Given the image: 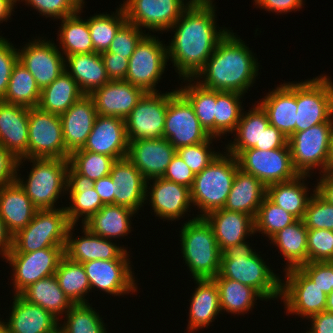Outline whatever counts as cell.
I'll use <instances>...</instances> for the list:
<instances>
[{
	"mask_svg": "<svg viewBox=\"0 0 333 333\" xmlns=\"http://www.w3.org/2000/svg\"><path fill=\"white\" fill-rule=\"evenodd\" d=\"M216 15L215 4H190L168 30L174 36L167 45V58L180 80L193 79L229 31L217 25Z\"/></svg>",
	"mask_w": 333,
	"mask_h": 333,
	"instance_id": "6da1fadb",
	"label": "cell"
},
{
	"mask_svg": "<svg viewBox=\"0 0 333 333\" xmlns=\"http://www.w3.org/2000/svg\"><path fill=\"white\" fill-rule=\"evenodd\" d=\"M257 59L245 41L229 30L193 80L209 90L245 95L258 77Z\"/></svg>",
	"mask_w": 333,
	"mask_h": 333,
	"instance_id": "7a4b0ae2",
	"label": "cell"
},
{
	"mask_svg": "<svg viewBox=\"0 0 333 333\" xmlns=\"http://www.w3.org/2000/svg\"><path fill=\"white\" fill-rule=\"evenodd\" d=\"M246 241L222 251L219 274L254 288L265 301L280 300L281 278ZM279 275V276H278Z\"/></svg>",
	"mask_w": 333,
	"mask_h": 333,
	"instance_id": "3957f363",
	"label": "cell"
},
{
	"mask_svg": "<svg viewBox=\"0 0 333 333\" xmlns=\"http://www.w3.org/2000/svg\"><path fill=\"white\" fill-rule=\"evenodd\" d=\"M180 229V249L192 279H214L220 271L222 252L211 225L204 217L195 216Z\"/></svg>",
	"mask_w": 333,
	"mask_h": 333,
	"instance_id": "277c9868",
	"label": "cell"
},
{
	"mask_svg": "<svg viewBox=\"0 0 333 333\" xmlns=\"http://www.w3.org/2000/svg\"><path fill=\"white\" fill-rule=\"evenodd\" d=\"M25 161L32 163L28 178H25L26 181L18 173ZM68 166L69 159H20L17 166L16 181L38 210L56 209V202L66 193Z\"/></svg>",
	"mask_w": 333,
	"mask_h": 333,
	"instance_id": "5b68a950",
	"label": "cell"
},
{
	"mask_svg": "<svg viewBox=\"0 0 333 333\" xmlns=\"http://www.w3.org/2000/svg\"><path fill=\"white\" fill-rule=\"evenodd\" d=\"M223 153L220 152L204 170L195 175L190 197L193 207L197 206L196 210L200 211L196 217H204L226 204L239 165L235 156L227 151Z\"/></svg>",
	"mask_w": 333,
	"mask_h": 333,
	"instance_id": "8992f818",
	"label": "cell"
},
{
	"mask_svg": "<svg viewBox=\"0 0 333 333\" xmlns=\"http://www.w3.org/2000/svg\"><path fill=\"white\" fill-rule=\"evenodd\" d=\"M70 226L64 206L37 210L30 223L13 235V248L9 253H29L49 247L65 250Z\"/></svg>",
	"mask_w": 333,
	"mask_h": 333,
	"instance_id": "52a82bcc",
	"label": "cell"
},
{
	"mask_svg": "<svg viewBox=\"0 0 333 333\" xmlns=\"http://www.w3.org/2000/svg\"><path fill=\"white\" fill-rule=\"evenodd\" d=\"M332 130L333 116L325 123L295 132L288 138L292 163L299 175L311 176L316 168L320 169L319 174L326 173Z\"/></svg>",
	"mask_w": 333,
	"mask_h": 333,
	"instance_id": "ba28073f",
	"label": "cell"
},
{
	"mask_svg": "<svg viewBox=\"0 0 333 333\" xmlns=\"http://www.w3.org/2000/svg\"><path fill=\"white\" fill-rule=\"evenodd\" d=\"M321 75L296 82V132L325 123L333 116V82L330 76Z\"/></svg>",
	"mask_w": 333,
	"mask_h": 333,
	"instance_id": "9c48e42d",
	"label": "cell"
},
{
	"mask_svg": "<svg viewBox=\"0 0 333 333\" xmlns=\"http://www.w3.org/2000/svg\"><path fill=\"white\" fill-rule=\"evenodd\" d=\"M147 33L129 58L125 81L145 92H159L156 87L167 68V44Z\"/></svg>",
	"mask_w": 333,
	"mask_h": 333,
	"instance_id": "30bf717a",
	"label": "cell"
},
{
	"mask_svg": "<svg viewBox=\"0 0 333 333\" xmlns=\"http://www.w3.org/2000/svg\"><path fill=\"white\" fill-rule=\"evenodd\" d=\"M210 137L201 126L190 102L177 88L168 92L164 138L177 150L181 147L205 142Z\"/></svg>",
	"mask_w": 333,
	"mask_h": 333,
	"instance_id": "8fae6325",
	"label": "cell"
},
{
	"mask_svg": "<svg viewBox=\"0 0 333 333\" xmlns=\"http://www.w3.org/2000/svg\"><path fill=\"white\" fill-rule=\"evenodd\" d=\"M235 157L242 171L252 174L266 187L293 180L299 175L293 166L289 147L267 151L250 148L240 151Z\"/></svg>",
	"mask_w": 333,
	"mask_h": 333,
	"instance_id": "7c38bea8",
	"label": "cell"
},
{
	"mask_svg": "<svg viewBox=\"0 0 333 333\" xmlns=\"http://www.w3.org/2000/svg\"><path fill=\"white\" fill-rule=\"evenodd\" d=\"M28 158L69 159L60 115L29 108Z\"/></svg>",
	"mask_w": 333,
	"mask_h": 333,
	"instance_id": "4fadbf2b",
	"label": "cell"
},
{
	"mask_svg": "<svg viewBox=\"0 0 333 333\" xmlns=\"http://www.w3.org/2000/svg\"><path fill=\"white\" fill-rule=\"evenodd\" d=\"M281 279V301L286 313L308 319L325 311L327 294L308 278L299 268L283 271Z\"/></svg>",
	"mask_w": 333,
	"mask_h": 333,
	"instance_id": "5bb4252c",
	"label": "cell"
},
{
	"mask_svg": "<svg viewBox=\"0 0 333 333\" xmlns=\"http://www.w3.org/2000/svg\"><path fill=\"white\" fill-rule=\"evenodd\" d=\"M62 247H49L29 253H8L4 258L12 268L14 295H20L38 280L54 275L64 256Z\"/></svg>",
	"mask_w": 333,
	"mask_h": 333,
	"instance_id": "9a60e30c",
	"label": "cell"
},
{
	"mask_svg": "<svg viewBox=\"0 0 333 333\" xmlns=\"http://www.w3.org/2000/svg\"><path fill=\"white\" fill-rule=\"evenodd\" d=\"M122 6L127 22L138 28L167 31L190 5L187 0H123Z\"/></svg>",
	"mask_w": 333,
	"mask_h": 333,
	"instance_id": "2e32d148",
	"label": "cell"
},
{
	"mask_svg": "<svg viewBox=\"0 0 333 333\" xmlns=\"http://www.w3.org/2000/svg\"><path fill=\"white\" fill-rule=\"evenodd\" d=\"M168 92H146L125 119L128 141L164 138Z\"/></svg>",
	"mask_w": 333,
	"mask_h": 333,
	"instance_id": "e0dca14e",
	"label": "cell"
},
{
	"mask_svg": "<svg viewBox=\"0 0 333 333\" xmlns=\"http://www.w3.org/2000/svg\"><path fill=\"white\" fill-rule=\"evenodd\" d=\"M17 51L18 61L33 75L40 90L50 85L65 70V56L54 40L38 36Z\"/></svg>",
	"mask_w": 333,
	"mask_h": 333,
	"instance_id": "ac0fdd59",
	"label": "cell"
},
{
	"mask_svg": "<svg viewBox=\"0 0 333 333\" xmlns=\"http://www.w3.org/2000/svg\"><path fill=\"white\" fill-rule=\"evenodd\" d=\"M131 262L130 259H115L82 263L91 291L97 289L114 297L137 292L138 286Z\"/></svg>",
	"mask_w": 333,
	"mask_h": 333,
	"instance_id": "d6986e66",
	"label": "cell"
},
{
	"mask_svg": "<svg viewBox=\"0 0 333 333\" xmlns=\"http://www.w3.org/2000/svg\"><path fill=\"white\" fill-rule=\"evenodd\" d=\"M145 198L155 216L163 221H178L191 212L190 188L163 177L147 180Z\"/></svg>",
	"mask_w": 333,
	"mask_h": 333,
	"instance_id": "ffe728a7",
	"label": "cell"
},
{
	"mask_svg": "<svg viewBox=\"0 0 333 333\" xmlns=\"http://www.w3.org/2000/svg\"><path fill=\"white\" fill-rule=\"evenodd\" d=\"M81 227L84 234L82 237L73 236L74 225L68 229L64 254L70 260L86 263L93 260L130 259L127 247H121L119 243L117 245V241L114 243L112 240L92 233L84 225Z\"/></svg>",
	"mask_w": 333,
	"mask_h": 333,
	"instance_id": "44dd1931",
	"label": "cell"
},
{
	"mask_svg": "<svg viewBox=\"0 0 333 333\" xmlns=\"http://www.w3.org/2000/svg\"><path fill=\"white\" fill-rule=\"evenodd\" d=\"M146 92L125 80H110L90 96L100 116L126 119Z\"/></svg>",
	"mask_w": 333,
	"mask_h": 333,
	"instance_id": "7402d4cb",
	"label": "cell"
},
{
	"mask_svg": "<svg viewBox=\"0 0 333 333\" xmlns=\"http://www.w3.org/2000/svg\"><path fill=\"white\" fill-rule=\"evenodd\" d=\"M175 147L165 138L129 141L127 158L146 180L163 177Z\"/></svg>",
	"mask_w": 333,
	"mask_h": 333,
	"instance_id": "603a6c76",
	"label": "cell"
},
{
	"mask_svg": "<svg viewBox=\"0 0 333 333\" xmlns=\"http://www.w3.org/2000/svg\"><path fill=\"white\" fill-rule=\"evenodd\" d=\"M128 137L125 120L97 115L82 150L104 154L120 160L127 157Z\"/></svg>",
	"mask_w": 333,
	"mask_h": 333,
	"instance_id": "cb8c5ba5",
	"label": "cell"
},
{
	"mask_svg": "<svg viewBox=\"0 0 333 333\" xmlns=\"http://www.w3.org/2000/svg\"><path fill=\"white\" fill-rule=\"evenodd\" d=\"M94 182V180L79 174L69 164L67 169L66 194H69L68 199L72 204L67 207L65 206V210L70 224L75 227L78 226L77 222H80V220H82V225L86 223L104 206L94 188Z\"/></svg>",
	"mask_w": 333,
	"mask_h": 333,
	"instance_id": "d4e9b609",
	"label": "cell"
},
{
	"mask_svg": "<svg viewBox=\"0 0 333 333\" xmlns=\"http://www.w3.org/2000/svg\"><path fill=\"white\" fill-rule=\"evenodd\" d=\"M113 180L114 205L126 206L135 212L146 204L147 180L126 157L116 160L109 174Z\"/></svg>",
	"mask_w": 333,
	"mask_h": 333,
	"instance_id": "484cf974",
	"label": "cell"
},
{
	"mask_svg": "<svg viewBox=\"0 0 333 333\" xmlns=\"http://www.w3.org/2000/svg\"><path fill=\"white\" fill-rule=\"evenodd\" d=\"M258 104L266 112L270 125L288 139L296 132V83L285 82L269 91Z\"/></svg>",
	"mask_w": 333,
	"mask_h": 333,
	"instance_id": "4316f807",
	"label": "cell"
},
{
	"mask_svg": "<svg viewBox=\"0 0 333 333\" xmlns=\"http://www.w3.org/2000/svg\"><path fill=\"white\" fill-rule=\"evenodd\" d=\"M29 108L0 100V144L18 160L28 159Z\"/></svg>",
	"mask_w": 333,
	"mask_h": 333,
	"instance_id": "83f0119b",
	"label": "cell"
},
{
	"mask_svg": "<svg viewBox=\"0 0 333 333\" xmlns=\"http://www.w3.org/2000/svg\"><path fill=\"white\" fill-rule=\"evenodd\" d=\"M97 115L93 99L86 94L60 115L65 149L70 154L83 148Z\"/></svg>",
	"mask_w": 333,
	"mask_h": 333,
	"instance_id": "f1b7e54d",
	"label": "cell"
},
{
	"mask_svg": "<svg viewBox=\"0 0 333 333\" xmlns=\"http://www.w3.org/2000/svg\"><path fill=\"white\" fill-rule=\"evenodd\" d=\"M7 325L10 333H58L59 320L21 295H13Z\"/></svg>",
	"mask_w": 333,
	"mask_h": 333,
	"instance_id": "f546056e",
	"label": "cell"
},
{
	"mask_svg": "<svg viewBox=\"0 0 333 333\" xmlns=\"http://www.w3.org/2000/svg\"><path fill=\"white\" fill-rule=\"evenodd\" d=\"M204 218L211 225L221 252L254 235V219L245 213L220 208L207 213Z\"/></svg>",
	"mask_w": 333,
	"mask_h": 333,
	"instance_id": "4dcf8cb0",
	"label": "cell"
},
{
	"mask_svg": "<svg viewBox=\"0 0 333 333\" xmlns=\"http://www.w3.org/2000/svg\"><path fill=\"white\" fill-rule=\"evenodd\" d=\"M37 210L17 181L0 187V217L12 235L25 228Z\"/></svg>",
	"mask_w": 333,
	"mask_h": 333,
	"instance_id": "1f68e13d",
	"label": "cell"
},
{
	"mask_svg": "<svg viewBox=\"0 0 333 333\" xmlns=\"http://www.w3.org/2000/svg\"><path fill=\"white\" fill-rule=\"evenodd\" d=\"M197 284L190 297L187 333L207 328L221 313L219 290L212 279L194 280Z\"/></svg>",
	"mask_w": 333,
	"mask_h": 333,
	"instance_id": "d6a6232c",
	"label": "cell"
},
{
	"mask_svg": "<svg viewBox=\"0 0 333 333\" xmlns=\"http://www.w3.org/2000/svg\"><path fill=\"white\" fill-rule=\"evenodd\" d=\"M266 188L255 176L238 168L223 208L245 213L254 219L262 200L266 197Z\"/></svg>",
	"mask_w": 333,
	"mask_h": 333,
	"instance_id": "836d02e7",
	"label": "cell"
},
{
	"mask_svg": "<svg viewBox=\"0 0 333 333\" xmlns=\"http://www.w3.org/2000/svg\"><path fill=\"white\" fill-rule=\"evenodd\" d=\"M257 102L253 105V108H249L248 112L245 113L243 109L237 127L233 132L234 141L225 144L226 149L224 148V151L226 150L233 156L250 148L261 150L262 133L270 123L266 112Z\"/></svg>",
	"mask_w": 333,
	"mask_h": 333,
	"instance_id": "e575fe53",
	"label": "cell"
},
{
	"mask_svg": "<svg viewBox=\"0 0 333 333\" xmlns=\"http://www.w3.org/2000/svg\"><path fill=\"white\" fill-rule=\"evenodd\" d=\"M65 70L76 80L86 95H90L110 81L102 57L96 52L66 56Z\"/></svg>",
	"mask_w": 333,
	"mask_h": 333,
	"instance_id": "d590c367",
	"label": "cell"
},
{
	"mask_svg": "<svg viewBox=\"0 0 333 333\" xmlns=\"http://www.w3.org/2000/svg\"><path fill=\"white\" fill-rule=\"evenodd\" d=\"M307 177L310 175H298L293 180L268 185L266 197L297 220H301L313 194L312 192L310 194L311 188L309 189L304 182L308 179Z\"/></svg>",
	"mask_w": 333,
	"mask_h": 333,
	"instance_id": "8d00e7d4",
	"label": "cell"
},
{
	"mask_svg": "<svg viewBox=\"0 0 333 333\" xmlns=\"http://www.w3.org/2000/svg\"><path fill=\"white\" fill-rule=\"evenodd\" d=\"M137 212L122 205H104L83 225L92 233L116 241L131 233L132 217Z\"/></svg>",
	"mask_w": 333,
	"mask_h": 333,
	"instance_id": "74e56055",
	"label": "cell"
},
{
	"mask_svg": "<svg viewBox=\"0 0 333 333\" xmlns=\"http://www.w3.org/2000/svg\"><path fill=\"white\" fill-rule=\"evenodd\" d=\"M20 295L28 302L49 311L59 322L61 316L74 305L60 288L55 274L31 284Z\"/></svg>",
	"mask_w": 333,
	"mask_h": 333,
	"instance_id": "f35d334b",
	"label": "cell"
},
{
	"mask_svg": "<svg viewBox=\"0 0 333 333\" xmlns=\"http://www.w3.org/2000/svg\"><path fill=\"white\" fill-rule=\"evenodd\" d=\"M307 233L308 229L301 219L281 229L270 239V244H275L280 250L278 253L287 261L283 271L299 268L307 263Z\"/></svg>",
	"mask_w": 333,
	"mask_h": 333,
	"instance_id": "ab89813d",
	"label": "cell"
},
{
	"mask_svg": "<svg viewBox=\"0 0 333 333\" xmlns=\"http://www.w3.org/2000/svg\"><path fill=\"white\" fill-rule=\"evenodd\" d=\"M85 94L76 80L64 70L50 85L41 90L38 108L61 115Z\"/></svg>",
	"mask_w": 333,
	"mask_h": 333,
	"instance_id": "60d3db41",
	"label": "cell"
},
{
	"mask_svg": "<svg viewBox=\"0 0 333 333\" xmlns=\"http://www.w3.org/2000/svg\"><path fill=\"white\" fill-rule=\"evenodd\" d=\"M83 7H85V3L77 13L60 20L61 26H59L57 35L59 44L57 46H59L58 49L65 57L72 54L95 52L88 27V19L84 20L80 17Z\"/></svg>",
	"mask_w": 333,
	"mask_h": 333,
	"instance_id": "b9f144b4",
	"label": "cell"
},
{
	"mask_svg": "<svg viewBox=\"0 0 333 333\" xmlns=\"http://www.w3.org/2000/svg\"><path fill=\"white\" fill-rule=\"evenodd\" d=\"M219 290V301L221 312H227L234 315H244L254 308L257 299H265L252 287L241 282L227 279H212Z\"/></svg>",
	"mask_w": 333,
	"mask_h": 333,
	"instance_id": "7bdbcfd3",
	"label": "cell"
},
{
	"mask_svg": "<svg viewBox=\"0 0 333 333\" xmlns=\"http://www.w3.org/2000/svg\"><path fill=\"white\" fill-rule=\"evenodd\" d=\"M182 81L186 84L177 90L190 102L205 131L215 137L216 90L206 89L193 79Z\"/></svg>",
	"mask_w": 333,
	"mask_h": 333,
	"instance_id": "ee69618b",
	"label": "cell"
},
{
	"mask_svg": "<svg viewBox=\"0 0 333 333\" xmlns=\"http://www.w3.org/2000/svg\"><path fill=\"white\" fill-rule=\"evenodd\" d=\"M55 276L60 288L73 304L89 303L86 295L91 292V287L82 263L74 262L64 255Z\"/></svg>",
	"mask_w": 333,
	"mask_h": 333,
	"instance_id": "f6af8a7d",
	"label": "cell"
},
{
	"mask_svg": "<svg viewBox=\"0 0 333 333\" xmlns=\"http://www.w3.org/2000/svg\"><path fill=\"white\" fill-rule=\"evenodd\" d=\"M41 90L28 69L19 61L14 65L3 102L27 108L38 106Z\"/></svg>",
	"mask_w": 333,
	"mask_h": 333,
	"instance_id": "bcb514c9",
	"label": "cell"
},
{
	"mask_svg": "<svg viewBox=\"0 0 333 333\" xmlns=\"http://www.w3.org/2000/svg\"><path fill=\"white\" fill-rule=\"evenodd\" d=\"M119 6L111 15L100 13L88 18L91 41L96 53L107 51L118 30L127 22L124 10Z\"/></svg>",
	"mask_w": 333,
	"mask_h": 333,
	"instance_id": "7dc6e473",
	"label": "cell"
},
{
	"mask_svg": "<svg viewBox=\"0 0 333 333\" xmlns=\"http://www.w3.org/2000/svg\"><path fill=\"white\" fill-rule=\"evenodd\" d=\"M96 311L90 303L74 304L62 316L61 319H65L62 324L59 323L58 333H107V324Z\"/></svg>",
	"mask_w": 333,
	"mask_h": 333,
	"instance_id": "c3c4849f",
	"label": "cell"
},
{
	"mask_svg": "<svg viewBox=\"0 0 333 333\" xmlns=\"http://www.w3.org/2000/svg\"><path fill=\"white\" fill-rule=\"evenodd\" d=\"M243 94L232 91H216L215 106V137L222 136L235 131L240 120L243 106L241 99Z\"/></svg>",
	"mask_w": 333,
	"mask_h": 333,
	"instance_id": "681fc988",
	"label": "cell"
},
{
	"mask_svg": "<svg viewBox=\"0 0 333 333\" xmlns=\"http://www.w3.org/2000/svg\"><path fill=\"white\" fill-rule=\"evenodd\" d=\"M297 219L289 212L280 208L267 197L262 200L254 218V234H265L269 240L281 229L294 223Z\"/></svg>",
	"mask_w": 333,
	"mask_h": 333,
	"instance_id": "f907efd6",
	"label": "cell"
},
{
	"mask_svg": "<svg viewBox=\"0 0 333 333\" xmlns=\"http://www.w3.org/2000/svg\"><path fill=\"white\" fill-rule=\"evenodd\" d=\"M115 161L111 156L82 149L73 151L69 156V164L79 174L94 181L109 175Z\"/></svg>",
	"mask_w": 333,
	"mask_h": 333,
	"instance_id": "816d5d0a",
	"label": "cell"
},
{
	"mask_svg": "<svg viewBox=\"0 0 333 333\" xmlns=\"http://www.w3.org/2000/svg\"><path fill=\"white\" fill-rule=\"evenodd\" d=\"M218 138L211 136L207 141L199 144L181 147L176 150L178 156L191 169L194 175L204 170L220 153L215 152L211 144ZM213 148V149H212Z\"/></svg>",
	"mask_w": 333,
	"mask_h": 333,
	"instance_id": "f5cc1de1",
	"label": "cell"
},
{
	"mask_svg": "<svg viewBox=\"0 0 333 333\" xmlns=\"http://www.w3.org/2000/svg\"><path fill=\"white\" fill-rule=\"evenodd\" d=\"M315 184L312 197L310 198L303 222L310 229H326L333 231V205L327 203L315 192Z\"/></svg>",
	"mask_w": 333,
	"mask_h": 333,
	"instance_id": "db71d44e",
	"label": "cell"
},
{
	"mask_svg": "<svg viewBox=\"0 0 333 333\" xmlns=\"http://www.w3.org/2000/svg\"><path fill=\"white\" fill-rule=\"evenodd\" d=\"M333 261V231L310 229L307 233V262Z\"/></svg>",
	"mask_w": 333,
	"mask_h": 333,
	"instance_id": "11a10c76",
	"label": "cell"
},
{
	"mask_svg": "<svg viewBox=\"0 0 333 333\" xmlns=\"http://www.w3.org/2000/svg\"><path fill=\"white\" fill-rule=\"evenodd\" d=\"M25 5L33 7L46 18L63 19L77 13L85 3L84 0H21Z\"/></svg>",
	"mask_w": 333,
	"mask_h": 333,
	"instance_id": "9f6ffc18",
	"label": "cell"
},
{
	"mask_svg": "<svg viewBox=\"0 0 333 333\" xmlns=\"http://www.w3.org/2000/svg\"><path fill=\"white\" fill-rule=\"evenodd\" d=\"M145 31H142L134 24L126 22L116 33L107 51L129 59L138 43L147 34Z\"/></svg>",
	"mask_w": 333,
	"mask_h": 333,
	"instance_id": "6f0895ef",
	"label": "cell"
},
{
	"mask_svg": "<svg viewBox=\"0 0 333 333\" xmlns=\"http://www.w3.org/2000/svg\"><path fill=\"white\" fill-rule=\"evenodd\" d=\"M18 48L0 36V100L4 97L14 65L18 62Z\"/></svg>",
	"mask_w": 333,
	"mask_h": 333,
	"instance_id": "680465c9",
	"label": "cell"
},
{
	"mask_svg": "<svg viewBox=\"0 0 333 333\" xmlns=\"http://www.w3.org/2000/svg\"><path fill=\"white\" fill-rule=\"evenodd\" d=\"M299 269L326 294L333 289V261L307 262Z\"/></svg>",
	"mask_w": 333,
	"mask_h": 333,
	"instance_id": "91938a15",
	"label": "cell"
},
{
	"mask_svg": "<svg viewBox=\"0 0 333 333\" xmlns=\"http://www.w3.org/2000/svg\"><path fill=\"white\" fill-rule=\"evenodd\" d=\"M163 178L191 188L195 175L176 153L167 166Z\"/></svg>",
	"mask_w": 333,
	"mask_h": 333,
	"instance_id": "94428289",
	"label": "cell"
},
{
	"mask_svg": "<svg viewBox=\"0 0 333 333\" xmlns=\"http://www.w3.org/2000/svg\"><path fill=\"white\" fill-rule=\"evenodd\" d=\"M107 76L110 80H125L129 59L123 56L109 53L108 51L100 53Z\"/></svg>",
	"mask_w": 333,
	"mask_h": 333,
	"instance_id": "6125c7cd",
	"label": "cell"
},
{
	"mask_svg": "<svg viewBox=\"0 0 333 333\" xmlns=\"http://www.w3.org/2000/svg\"><path fill=\"white\" fill-rule=\"evenodd\" d=\"M18 161L0 144V187L16 181Z\"/></svg>",
	"mask_w": 333,
	"mask_h": 333,
	"instance_id": "be15d7a7",
	"label": "cell"
},
{
	"mask_svg": "<svg viewBox=\"0 0 333 333\" xmlns=\"http://www.w3.org/2000/svg\"><path fill=\"white\" fill-rule=\"evenodd\" d=\"M305 2L303 0H254L256 8L265 9L269 13H284L300 11Z\"/></svg>",
	"mask_w": 333,
	"mask_h": 333,
	"instance_id": "e7e4bbea",
	"label": "cell"
},
{
	"mask_svg": "<svg viewBox=\"0 0 333 333\" xmlns=\"http://www.w3.org/2000/svg\"><path fill=\"white\" fill-rule=\"evenodd\" d=\"M281 147H289L288 139L275 126H269L262 133L261 150L267 151Z\"/></svg>",
	"mask_w": 333,
	"mask_h": 333,
	"instance_id": "03108f58",
	"label": "cell"
},
{
	"mask_svg": "<svg viewBox=\"0 0 333 333\" xmlns=\"http://www.w3.org/2000/svg\"><path fill=\"white\" fill-rule=\"evenodd\" d=\"M311 327L306 333H333V312L323 311L310 316Z\"/></svg>",
	"mask_w": 333,
	"mask_h": 333,
	"instance_id": "003e7915",
	"label": "cell"
},
{
	"mask_svg": "<svg viewBox=\"0 0 333 333\" xmlns=\"http://www.w3.org/2000/svg\"><path fill=\"white\" fill-rule=\"evenodd\" d=\"M94 188L104 205L114 204L113 180L110 175L95 180Z\"/></svg>",
	"mask_w": 333,
	"mask_h": 333,
	"instance_id": "a7ac6f4b",
	"label": "cell"
},
{
	"mask_svg": "<svg viewBox=\"0 0 333 333\" xmlns=\"http://www.w3.org/2000/svg\"><path fill=\"white\" fill-rule=\"evenodd\" d=\"M317 181L315 192L327 203L333 205V173L320 174V178Z\"/></svg>",
	"mask_w": 333,
	"mask_h": 333,
	"instance_id": "89a4df30",
	"label": "cell"
},
{
	"mask_svg": "<svg viewBox=\"0 0 333 333\" xmlns=\"http://www.w3.org/2000/svg\"><path fill=\"white\" fill-rule=\"evenodd\" d=\"M13 248V235L7 230L4 221L0 217V255L4 258Z\"/></svg>",
	"mask_w": 333,
	"mask_h": 333,
	"instance_id": "2644e50d",
	"label": "cell"
},
{
	"mask_svg": "<svg viewBox=\"0 0 333 333\" xmlns=\"http://www.w3.org/2000/svg\"><path fill=\"white\" fill-rule=\"evenodd\" d=\"M14 4L10 0H0V23H3V21L7 22L8 19L11 20V15H13L14 10ZM13 11V12H12Z\"/></svg>",
	"mask_w": 333,
	"mask_h": 333,
	"instance_id": "8c879c8a",
	"label": "cell"
},
{
	"mask_svg": "<svg viewBox=\"0 0 333 333\" xmlns=\"http://www.w3.org/2000/svg\"><path fill=\"white\" fill-rule=\"evenodd\" d=\"M326 172L333 173V130H332L331 138H330L329 153H328V159H327V164H326Z\"/></svg>",
	"mask_w": 333,
	"mask_h": 333,
	"instance_id": "753ad0ef",
	"label": "cell"
},
{
	"mask_svg": "<svg viewBox=\"0 0 333 333\" xmlns=\"http://www.w3.org/2000/svg\"><path fill=\"white\" fill-rule=\"evenodd\" d=\"M326 311L333 312V291L327 294Z\"/></svg>",
	"mask_w": 333,
	"mask_h": 333,
	"instance_id": "34e18365",
	"label": "cell"
},
{
	"mask_svg": "<svg viewBox=\"0 0 333 333\" xmlns=\"http://www.w3.org/2000/svg\"><path fill=\"white\" fill-rule=\"evenodd\" d=\"M0 333H10L7 325L4 323L1 317H0Z\"/></svg>",
	"mask_w": 333,
	"mask_h": 333,
	"instance_id": "11e5206c",
	"label": "cell"
},
{
	"mask_svg": "<svg viewBox=\"0 0 333 333\" xmlns=\"http://www.w3.org/2000/svg\"><path fill=\"white\" fill-rule=\"evenodd\" d=\"M196 4H215L213 0H196Z\"/></svg>",
	"mask_w": 333,
	"mask_h": 333,
	"instance_id": "2a66077c",
	"label": "cell"
},
{
	"mask_svg": "<svg viewBox=\"0 0 333 333\" xmlns=\"http://www.w3.org/2000/svg\"><path fill=\"white\" fill-rule=\"evenodd\" d=\"M190 4H196V0H188Z\"/></svg>",
	"mask_w": 333,
	"mask_h": 333,
	"instance_id": "b9fcfbb0",
	"label": "cell"
},
{
	"mask_svg": "<svg viewBox=\"0 0 333 333\" xmlns=\"http://www.w3.org/2000/svg\"><path fill=\"white\" fill-rule=\"evenodd\" d=\"M10 1H12L14 4H15V3L17 4V2H18V3L20 2V0H10Z\"/></svg>",
	"mask_w": 333,
	"mask_h": 333,
	"instance_id": "09005b40",
	"label": "cell"
}]
</instances>
